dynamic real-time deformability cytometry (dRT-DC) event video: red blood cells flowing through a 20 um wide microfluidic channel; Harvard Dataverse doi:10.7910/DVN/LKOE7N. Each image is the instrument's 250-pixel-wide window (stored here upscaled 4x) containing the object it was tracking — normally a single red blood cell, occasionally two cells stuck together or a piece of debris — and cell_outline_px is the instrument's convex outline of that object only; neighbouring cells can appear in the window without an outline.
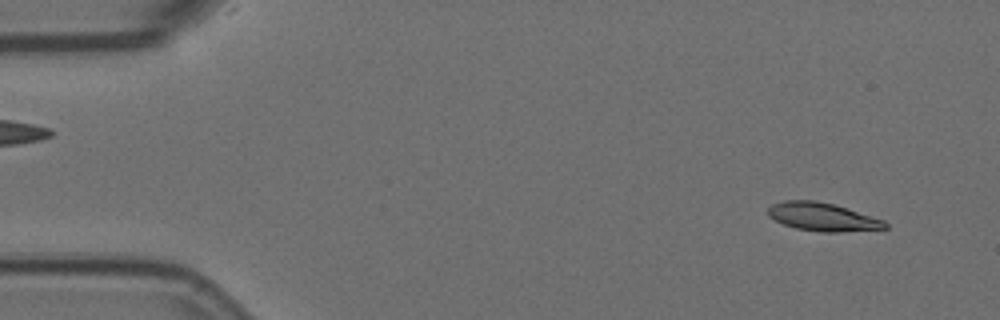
{"species": "Egyptian fruit bat (a non-hibernating species)", "species_latin": "Rousettus aegyptiacus", "temperature_condition": "room temperature", "stored_images_in_passage": 56, "camera_frame_rate_fps": 3000, "um_per_image_px": 0.085, "animal": {"sex": "female"}, "frame": {"image": 1, "passage_image": 4, "time_ms": 1.0, "image_size_px": [1000, 320], "cell_outline_px": [[888, 228], [840, 232], [824, 232], [796, 228], [784, 224], [768, 216], [768, 208], [772, 204], [784, 200], [816, 200], [848, 208], [884, 220], [888, 224]], "centroid_in_image_um": [69.93, 18.43], "position_along_channel_um": 15.1, "area_um2": 19.19}}
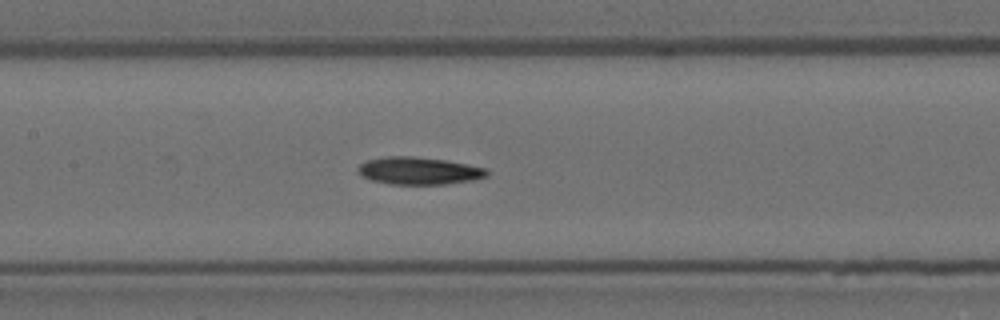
{"frame": {"image": 2, "passage_image": 26, "time_ms": 8.333, "image_size_px": [1000, 320], "cell_outline_px": [[488, 176], [472, 180], [444, 184], [392, 184], [372, 180], [360, 176], [356, 168], [360, 164], [368, 160], [388, 156], [412, 156], [444, 160], [468, 164], [488, 168]], "centroid_in_image_um": [35.6, 14.51], "position_along_channel_um": 171.8, "area_um2": 20.58}}
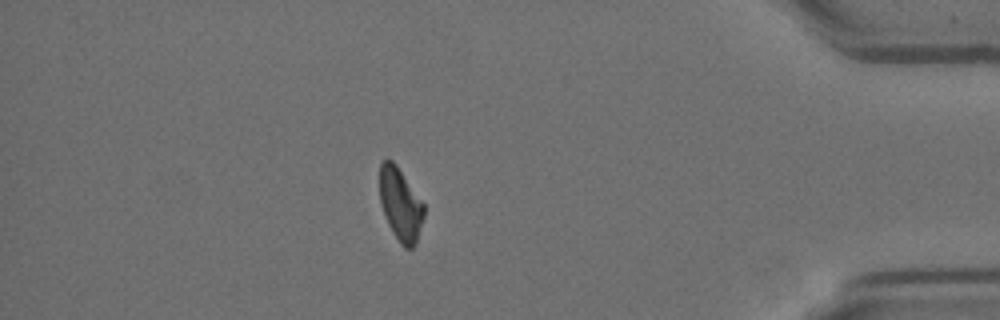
{"frame": {"image": 3, "passage_image": 49, "time_ms": 16.0, "image_size_px": [1000, 320], "cell_outline_px": [[424, 216], [416, 244], [412, 248], [404, 248], [400, 244], [388, 224], [380, 204], [380, 164], [384, 160], [392, 160], [396, 164], [424, 204]], "centroid_in_image_um": [34.04, 17.39], "position_along_channel_um": 401.2, "area_um2": 18.67}}